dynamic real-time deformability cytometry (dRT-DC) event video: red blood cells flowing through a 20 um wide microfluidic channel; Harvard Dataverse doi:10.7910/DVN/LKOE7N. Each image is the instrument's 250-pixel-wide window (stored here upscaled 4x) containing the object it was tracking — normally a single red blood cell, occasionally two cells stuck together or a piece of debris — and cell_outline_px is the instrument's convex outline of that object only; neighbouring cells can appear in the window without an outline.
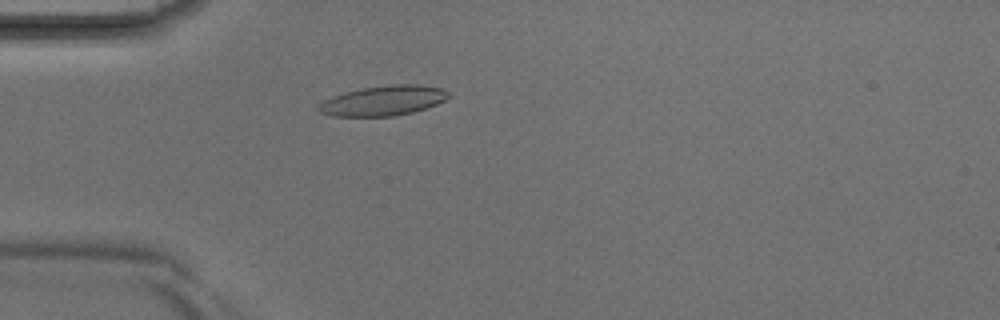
{"species": "Egyptian fruit bat (a non-hibernating species)", "species_latin": "Rousettus aegyptiacus", "temperature_condition": "room temperature", "stored_images_in_passage": 1, "camera_frame_rate_fps": 3000, "um_per_image_px": 0.085, "animal": {"sex": "male"}, "frame": {"image": 1, "passage_image": 1, "time_ms": 0.0, "image_size_px": [1000, 320], "cell_outline_px": [[452, 96], [428, 108], [396, 116], [332, 116], [320, 112], [316, 108], [324, 100], [348, 92], [364, 88], [392, 84], [416, 84], [444, 88], [452, 92]], "centroid_in_image_um": [32.68, 8.55], "position_along_channel_um": 52.3, "area_um2": 22.66}}